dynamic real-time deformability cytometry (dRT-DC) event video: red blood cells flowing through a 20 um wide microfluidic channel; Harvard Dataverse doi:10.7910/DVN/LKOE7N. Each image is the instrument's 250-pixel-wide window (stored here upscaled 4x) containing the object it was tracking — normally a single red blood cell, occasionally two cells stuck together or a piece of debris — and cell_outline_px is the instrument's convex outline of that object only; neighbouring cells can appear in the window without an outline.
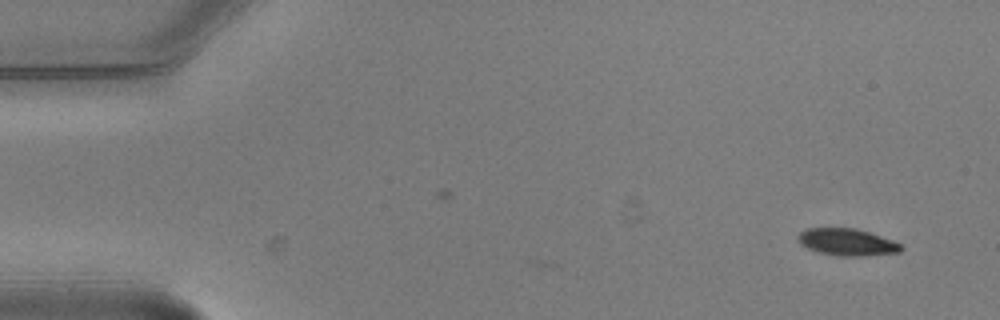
{"species": "common noctule bat (a hibernating species)", "species_latin": "Nyctalus noctula", "temperature_condition": "warm", "stored_images_in_passage": 2, "camera_frame_rate_fps": 3000, "um_per_image_px": 0.085, "animal": {"sex": "male", "body_mass_g": 20.5, "forearm_length_mm": 52.5}, "frame": {"image": 1, "passage_image": 2, "time_ms": 0.333, "image_size_px": [1000, 320], "cell_outline_px": [[904, 248], [900, 252], [864, 256], [836, 256], [820, 252], [808, 248], [800, 244], [796, 240], [796, 236], [800, 232], [808, 228], [856, 228], [892, 240], [900, 244]], "centroid_in_image_um": [71.97, 20.58], "position_along_channel_um": 13.0, "area_um2": 16.24}}